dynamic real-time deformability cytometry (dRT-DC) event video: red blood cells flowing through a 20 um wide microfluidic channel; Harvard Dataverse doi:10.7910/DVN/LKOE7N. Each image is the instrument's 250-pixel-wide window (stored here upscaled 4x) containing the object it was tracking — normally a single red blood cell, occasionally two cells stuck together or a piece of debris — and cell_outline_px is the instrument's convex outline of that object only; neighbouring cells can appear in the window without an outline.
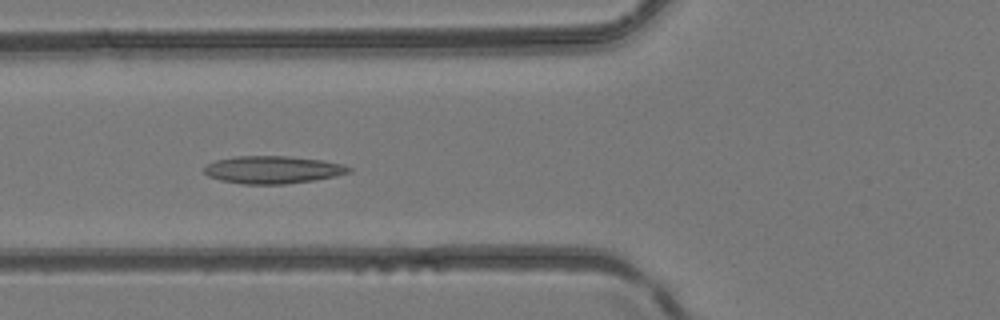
{"species": "common noctule bat (a hibernating species)", "species_latin": "Nyctalus noctula", "temperature_condition": "room temperature", "stored_images_in_passage": 47, "camera_frame_rate_fps": 3000, "um_per_image_px": 0.085, "animal": {"sex": "female", "body_mass_g": 24.6, "forearm_length_mm": 56.2}, "frame": {"image": 1, "passage_image": 19, "time_ms": 6.0, "image_size_px": [1000, 320], "cell_outline_px": [[352, 172], [336, 176], [312, 180], [284, 184], [244, 184], [220, 180], [208, 176], [204, 172], [204, 168], [208, 164], [216, 160], [232, 156], [288, 156], [320, 160], [344, 164], [352, 168]], "centroid_in_image_um": [23.19, 14.42], "position_along_channel_um": 102.6, "area_um2": 23.24}}
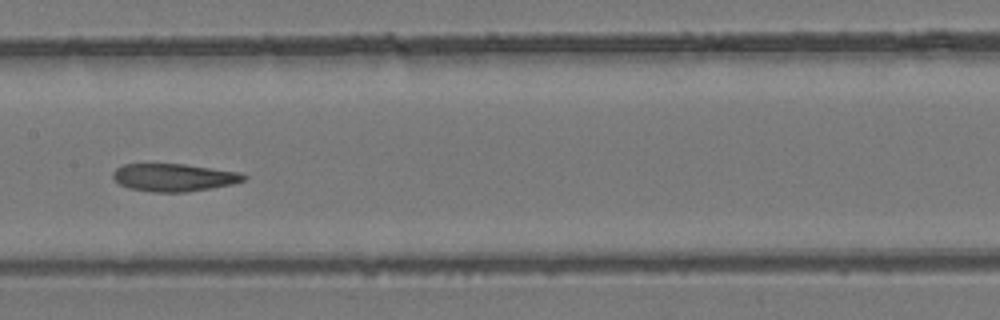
{"frame": {"image": 2, "passage_image": 25, "time_ms": 8.0, "image_size_px": [1000, 320], "cell_outline_px": [[248, 176], [244, 180], [232, 184], [212, 188], [184, 192], [152, 192], [128, 188], [120, 184], [112, 176], [112, 172], [116, 168], [124, 164], [184, 164], [240, 172]], "centroid_in_image_um": [14.78, 15.08], "position_along_channel_um": 192.6, "area_um2": 21.1}}
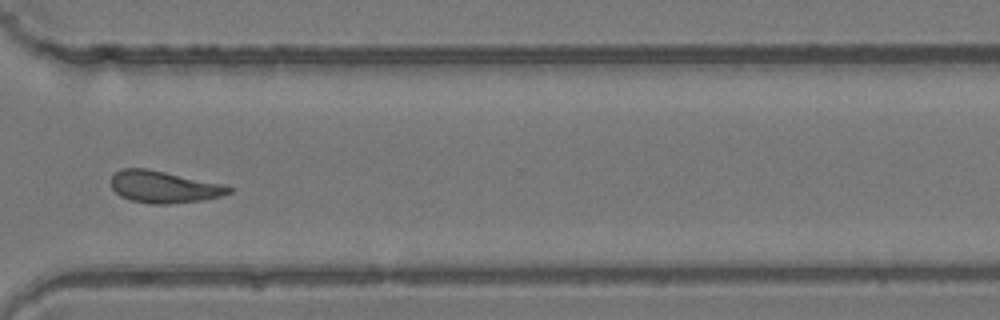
{"frame": {"image": 3, "passage_image": 36, "time_ms": 11.667, "image_size_px": [1000, 320], "cell_outline_px": [[232, 192], [220, 196], [204, 200], [168, 204], [152, 204], [132, 200], [120, 196], [112, 188], [112, 176], [120, 168], [144, 168], [164, 172], [220, 184], [232, 188]], "centroid_in_image_um": [13.89, 15.9], "position_along_channel_um": 356.7, "area_um2": 21.5}}